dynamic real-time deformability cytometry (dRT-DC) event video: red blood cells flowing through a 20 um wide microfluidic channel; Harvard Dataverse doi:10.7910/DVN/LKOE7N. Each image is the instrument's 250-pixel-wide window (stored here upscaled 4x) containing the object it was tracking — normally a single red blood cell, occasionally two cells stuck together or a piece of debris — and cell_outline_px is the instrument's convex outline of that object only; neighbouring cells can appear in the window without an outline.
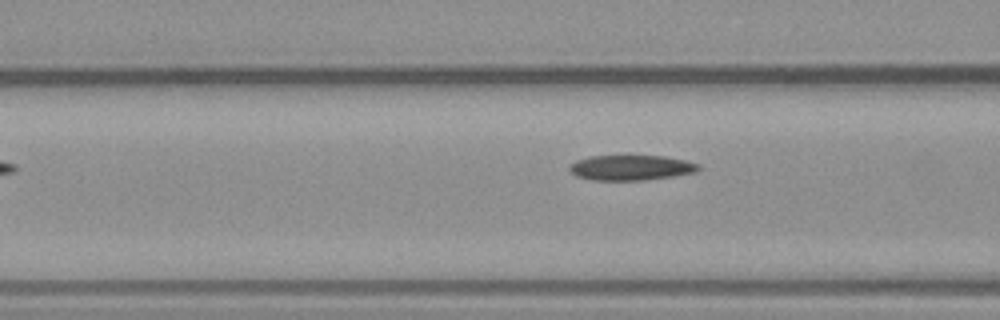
{"species": "common noctule bat (a hibernating species)", "species_latin": "Nyctalus noctula", "temperature_condition": "warm", "stored_images_in_passage": 6, "camera_frame_rate_fps": 3000, "um_per_image_px": 0.085, "animal": {"sex": "male", "body_mass_g": 23.1, "forearm_length_mm": 52.7}, "frame": {"image": 1, "passage_image": 6, "time_ms": 6.0, "image_size_px": [1000, 320], "cell_outline_px": [[700, 168], [696, 172], [672, 176], [644, 180], [592, 180], [576, 176], [568, 168], [576, 160], [588, 156], [664, 156], [684, 160], [700, 164]], "centroid_in_image_um": [53.63, 14.25], "position_along_channel_um": 113.0, "area_um2": 18.84}}